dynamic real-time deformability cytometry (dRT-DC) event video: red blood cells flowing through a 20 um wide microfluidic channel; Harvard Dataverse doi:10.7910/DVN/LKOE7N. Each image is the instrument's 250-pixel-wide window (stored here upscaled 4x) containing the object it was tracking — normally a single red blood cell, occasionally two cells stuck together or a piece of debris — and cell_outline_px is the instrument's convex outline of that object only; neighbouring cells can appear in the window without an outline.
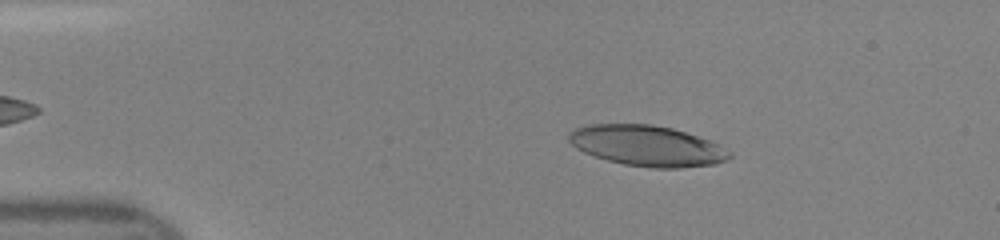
{"species": "human", "species_latin": "Homo sapiens", "temperature_condition": "room temperature", "stored_images_in_passage": 38, "camera_frame_rate_fps": 3000, "um_per_image_px": 0.085, "donor": {"sex": "female"}, "frame": {"image": 1, "passage_image": 7, "time_ms": 2.0, "image_size_px": [1000, 240], "cell_outline_px": [[732, 156], [728, 160], [716, 164], [680, 168], [656, 168], [624, 164], [608, 160], [584, 152], [576, 148], [568, 140], [568, 132], [576, 128], [588, 124], [652, 124], [672, 128], [712, 140], [732, 152]], "centroid_in_image_um": [55.05, 12.39], "position_along_channel_um": 30.0, "area_um2": 38.26}}
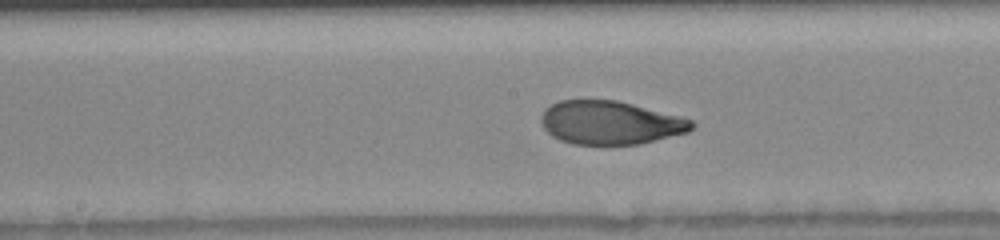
{"frame": {"image": 2, "passage_image": 23, "time_ms": 7.333, "image_size_px": [1000, 240], "cell_outline_px": [[696, 124], [688, 132], [640, 144], [572, 144], [560, 140], [552, 136], [544, 128], [540, 120], [544, 112], [552, 104], [560, 100], [616, 100], [680, 116], [692, 120]], "centroid_in_image_um": [51.89, 10.43], "position_along_channel_um": 196.3, "area_um2": 37.86}}
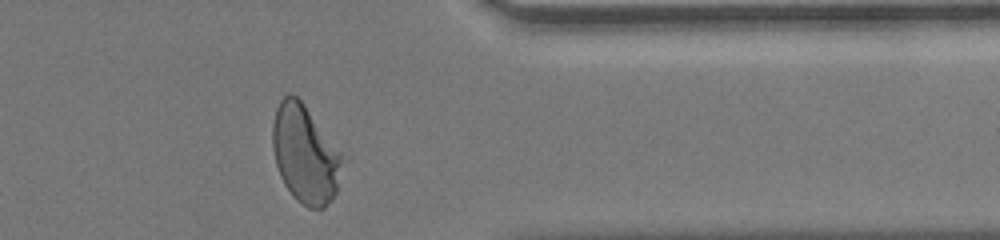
{"frame": {"image": 3, "passage_image": 37, "time_ms": 12.0, "image_size_px": [1000, 240], "cell_outline_px": [[340, 160], [336, 192], [332, 200], [324, 208], [308, 208], [296, 200], [292, 196], [284, 184], [280, 176], [276, 164], [272, 148], [272, 124], [276, 108], [280, 100], [288, 92], [296, 96], [304, 104], [340, 152]], "centroid_in_image_um": [25.86, 13.11], "position_along_channel_um": 385.5, "area_um2": 39.19}}